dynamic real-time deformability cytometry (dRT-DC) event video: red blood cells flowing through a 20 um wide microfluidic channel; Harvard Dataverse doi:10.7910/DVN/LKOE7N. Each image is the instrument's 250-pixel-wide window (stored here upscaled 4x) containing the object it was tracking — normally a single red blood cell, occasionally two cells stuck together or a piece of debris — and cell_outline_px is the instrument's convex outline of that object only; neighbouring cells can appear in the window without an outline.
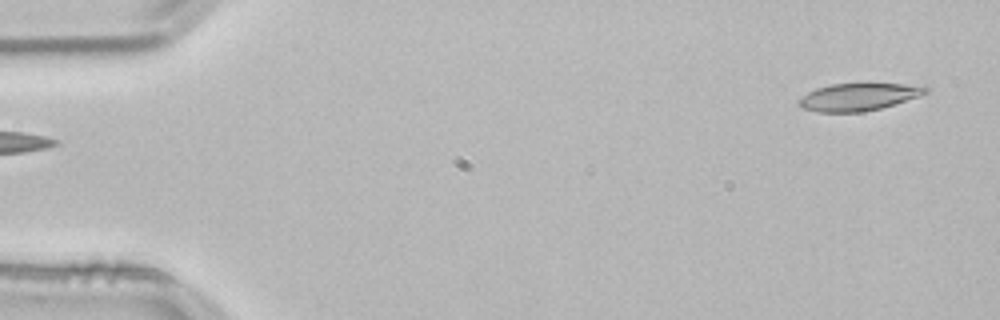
{"species": "common noctule bat (a hibernating species)", "species_latin": "Nyctalus noctula", "temperature_condition": "room temperature", "stored_images_in_passage": 51, "camera_frame_rate_fps": 3000, "um_per_image_px": 0.085, "animal": {"sex": "male", "body_mass_g": 21.5, "forearm_length_mm": 52.0}, "frame": {"image": 1, "passage_image": 1, "time_ms": 0.0, "image_size_px": [1000, 320], "cell_outline_px": [[928, 92], [920, 96], [880, 108], [864, 112], [816, 112], [804, 108], [796, 104], [796, 100], [808, 92], [816, 88], [832, 84], [868, 80], [872, 80], [924, 84], [928, 88]], "centroid_in_image_um": [73.06, 8.16], "position_along_channel_um": 11.9, "area_um2": 21.73}}
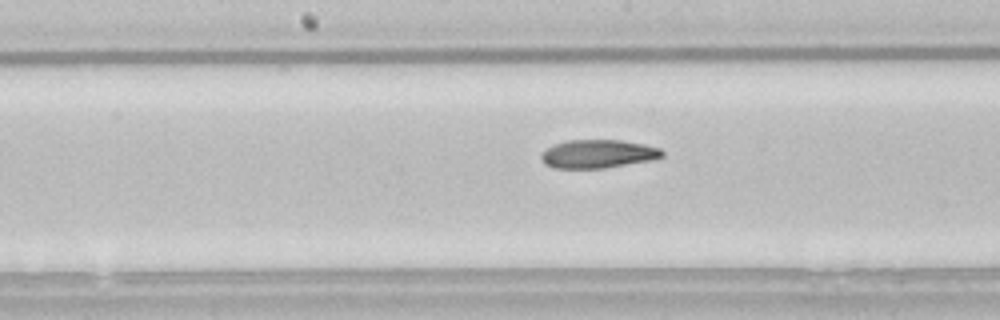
{"frame": {"image": 2, "passage_image": 25, "time_ms": 8.0, "image_size_px": [1000, 320], "cell_outline_px": [[664, 156], [652, 160], [604, 168], [552, 168], [544, 164], [540, 156], [552, 144], [568, 140], [620, 140], [644, 144], [660, 148], [664, 152]], "centroid_in_image_um": [50.83, 13.08], "position_along_channel_um": 197.4, "area_um2": 20.06}}
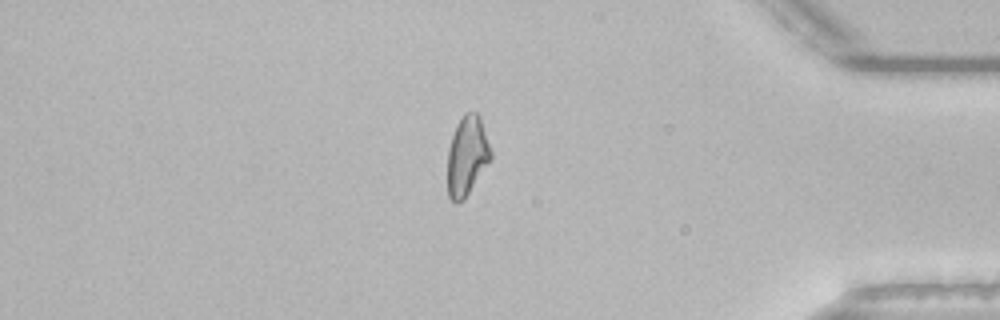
{"frame": {"image": 3, "passage_image": 43, "time_ms": 14.0, "image_size_px": [1000, 320], "cell_outline_px": [[492, 156], [464, 200], [456, 204], [448, 196], [448, 148], [456, 124], [464, 112], [476, 112], [480, 116], [492, 152]], "centroid_in_image_um": [39.69, 13.23], "position_along_channel_um": 395.5, "area_um2": 19.94}, "authors_computed_cell_mechanics": {"area_um2": 20.519, "velocity_mm_per_s": 3.8326, "shape_relaxation_time_tau1_ms": 5.6813, "shape_relaxation_time_tau2_ms": 5.9413, "deformation_change_tau1": 0.1702, "deformation_change_tau2": 0.1522}}